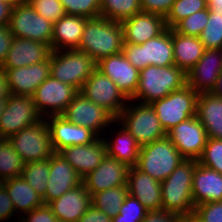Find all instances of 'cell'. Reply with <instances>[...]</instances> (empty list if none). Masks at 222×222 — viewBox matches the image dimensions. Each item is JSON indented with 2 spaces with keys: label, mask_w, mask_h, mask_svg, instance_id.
<instances>
[{
  "label": "cell",
  "mask_w": 222,
  "mask_h": 222,
  "mask_svg": "<svg viewBox=\"0 0 222 222\" xmlns=\"http://www.w3.org/2000/svg\"><path fill=\"white\" fill-rule=\"evenodd\" d=\"M119 129L120 132L119 130L115 131L118 132L115 137L116 140L112 141L110 139L109 141V139L103 138L106 144L107 156L115 158L129 167L136 166L141 146L123 126L120 125Z\"/></svg>",
  "instance_id": "cell-32"
},
{
  "label": "cell",
  "mask_w": 222,
  "mask_h": 222,
  "mask_svg": "<svg viewBox=\"0 0 222 222\" xmlns=\"http://www.w3.org/2000/svg\"><path fill=\"white\" fill-rule=\"evenodd\" d=\"M129 166L115 158L105 156L102 162L82 179L90 195L127 185Z\"/></svg>",
  "instance_id": "cell-16"
},
{
  "label": "cell",
  "mask_w": 222,
  "mask_h": 222,
  "mask_svg": "<svg viewBox=\"0 0 222 222\" xmlns=\"http://www.w3.org/2000/svg\"><path fill=\"white\" fill-rule=\"evenodd\" d=\"M46 122L54 152L67 146L91 144L99 138L91 129L68 122L60 115L49 116Z\"/></svg>",
  "instance_id": "cell-19"
},
{
  "label": "cell",
  "mask_w": 222,
  "mask_h": 222,
  "mask_svg": "<svg viewBox=\"0 0 222 222\" xmlns=\"http://www.w3.org/2000/svg\"><path fill=\"white\" fill-rule=\"evenodd\" d=\"M77 93L74 87L50 75L37 87L32 98L37 111L42 117L47 118L61 115Z\"/></svg>",
  "instance_id": "cell-14"
},
{
  "label": "cell",
  "mask_w": 222,
  "mask_h": 222,
  "mask_svg": "<svg viewBox=\"0 0 222 222\" xmlns=\"http://www.w3.org/2000/svg\"><path fill=\"white\" fill-rule=\"evenodd\" d=\"M210 93L217 97H222V72L218 76L217 82Z\"/></svg>",
  "instance_id": "cell-54"
},
{
  "label": "cell",
  "mask_w": 222,
  "mask_h": 222,
  "mask_svg": "<svg viewBox=\"0 0 222 222\" xmlns=\"http://www.w3.org/2000/svg\"><path fill=\"white\" fill-rule=\"evenodd\" d=\"M96 68L109 77L129 100L134 96L139 83V71L122 52L101 59Z\"/></svg>",
  "instance_id": "cell-18"
},
{
  "label": "cell",
  "mask_w": 222,
  "mask_h": 222,
  "mask_svg": "<svg viewBox=\"0 0 222 222\" xmlns=\"http://www.w3.org/2000/svg\"><path fill=\"white\" fill-rule=\"evenodd\" d=\"M167 137L185 159L198 160L207 142V132L197 116L182 121L167 132Z\"/></svg>",
  "instance_id": "cell-15"
},
{
  "label": "cell",
  "mask_w": 222,
  "mask_h": 222,
  "mask_svg": "<svg viewBox=\"0 0 222 222\" xmlns=\"http://www.w3.org/2000/svg\"><path fill=\"white\" fill-rule=\"evenodd\" d=\"M25 163L13 149L8 139H0V180L5 181L22 175Z\"/></svg>",
  "instance_id": "cell-35"
},
{
  "label": "cell",
  "mask_w": 222,
  "mask_h": 222,
  "mask_svg": "<svg viewBox=\"0 0 222 222\" xmlns=\"http://www.w3.org/2000/svg\"><path fill=\"white\" fill-rule=\"evenodd\" d=\"M45 19L55 23L64 15L65 9L60 0H26Z\"/></svg>",
  "instance_id": "cell-42"
},
{
  "label": "cell",
  "mask_w": 222,
  "mask_h": 222,
  "mask_svg": "<svg viewBox=\"0 0 222 222\" xmlns=\"http://www.w3.org/2000/svg\"><path fill=\"white\" fill-rule=\"evenodd\" d=\"M8 140L25 164L49 159L55 153L45 118L32 126L21 129Z\"/></svg>",
  "instance_id": "cell-9"
},
{
  "label": "cell",
  "mask_w": 222,
  "mask_h": 222,
  "mask_svg": "<svg viewBox=\"0 0 222 222\" xmlns=\"http://www.w3.org/2000/svg\"><path fill=\"white\" fill-rule=\"evenodd\" d=\"M13 34L10 31L9 25L0 26V66L5 60L6 55L10 49L11 43L13 41Z\"/></svg>",
  "instance_id": "cell-49"
},
{
  "label": "cell",
  "mask_w": 222,
  "mask_h": 222,
  "mask_svg": "<svg viewBox=\"0 0 222 222\" xmlns=\"http://www.w3.org/2000/svg\"><path fill=\"white\" fill-rule=\"evenodd\" d=\"M134 104L129 102L126 105L116 118L117 125L121 123L120 125L136 139L141 147L166 137L167 133L161 126L152 106L139 102Z\"/></svg>",
  "instance_id": "cell-5"
},
{
  "label": "cell",
  "mask_w": 222,
  "mask_h": 222,
  "mask_svg": "<svg viewBox=\"0 0 222 222\" xmlns=\"http://www.w3.org/2000/svg\"><path fill=\"white\" fill-rule=\"evenodd\" d=\"M42 119L32 97L11 94L0 117V138L8 139L21 129L32 126Z\"/></svg>",
  "instance_id": "cell-12"
},
{
  "label": "cell",
  "mask_w": 222,
  "mask_h": 222,
  "mask_svg": "<svg viewBox=\"0 0 222 222\" xmlns=\"http://www.w3.org/2000/svg\"><path fill=\"white\" fill-rule=\"evenodd\" d=\"M66 121L87 127L99 137L105 127L116 124V118L105 108L93 103L78 92L60 115ZM102 130V132H101Z\"/></svg>",
  "instance_id": "cell-13"
},
{
  "label": "cell",
  "mask_w": 222,
  "mask_h": 222,
  "mask_svg": "<svg viewBox=\"0 0 222 222\" xmlns=\"http://www.w3.org/2000/svg\"><path fill=\"white\" fill-rule=\"evenodd\" d=\"M123 45L121 22L99 16L86 21L77 50L87 53L97 63L105 57L122 52Z\"/></svg>",
  "instance_id": "cell-1"
},
{
  "label": "cell",
  "mask_w": 222,
  "mask_h": 222,
  "mask_svg": "<svg viewBox=\"0 0 222 222\" xmlns=\"http://www.w3.org/2000/svg\"><path fill=\"white\" fill-rule=\"evenodd\" d=\"M67 15L87 18L100 16L101 0H60Z\"/></svg>",
  "instance_id": "cell-40"
},
{
  "label": "cell",
  "mask_w": 222,
  "mask_h": 222,
  "mask_svg": "<svg viewBox=\"0 0 222 222\" xmlns=\"http://www.w3.org/2000/svg\"><path fill=\"white\" fill-rule=\"evenodd\" d=\"M78 222H112V218L91 205Z\"/></svg>",
  "instance_id": "cell-50"
},
{
  "label": "cell",
  "mask_w": 222,
  "mask_h": 222,
  "mask_svg": "<svg viewBox=\"0 0 222 222\" xmlns=\"http://www.w3.org/2000/svg\"><path fill=\"white\" fill-rule=\"evenodd\" d=\"M11 95L9 83H8V75L5 70L0 68V98L8 99Z\"/></svg>",
  "instance_id": "cell-51"
},
{
  "label": "cell",
  "mask_w": 222,
  "mask_h": 222,
  "mask_svg": "<svg viewBox=\"0 0 222 222\" xmlns=\"http://www.w3.org/2000/svg\"><path fill=\"white\" fill-rule=\"evenodd\" d=\"M24 216L25 217H20L18 222H60L47 204L33 209Z\"/></svg>",
  "instance_id": "cell-45"
},
{
  "label": "cell",
  "mask_w": 222,
  "mask_h": 222,
  "mask_svg": "<svg viewBox=\"0 0 222 222\" xmlns=\"http://www.w3.org/2000/svg\"><path fill=\"white\" fill-rule=\"evenodd\" d=\"M193 214L202 222H222V201L197 205Z\"/></svg>",
  "instance_id": "cell-43"
},
{
  "label": "cell",
  "mask_w": 222,
  "mask_h": 222,
  "mask_svg": "<svg viewBox=\"0 0 222 222\" xmlns=\"http://www.w3.org/2000/svg\"><path fill=\"white\" fill-rule=\"evenodd\" d=\"M149 210L135 197L127 195L120 207L121 218L144 219Z\"/></svg>",
  "instance_id": "cell-44"
},
{
  "label": "cell",
  "mask_w": 222,
  "mask_h": 222,
  "mask_svg": "<svg viewBox=\"0 0 222 222\" xmlns=\"http://www.w3.org/2000/svg\"><path fill=\"white\" fill-rule=\"evenodd\" d=\"M140 0H101L100 16L122 22L141 12Z\"/></svg>",
  "instance_id": "cell-34"
},
{
  "label": "cell",
  "mask_w": 222,
  "mask_h": 222,
  "mask_svg": "<svg viewBox=\"0 0 222 222\" xmlns=\"http://www.w3.org/2000/svg\"><path fill=\"white\" fill-rule=\"evenodd\" d=\"M205 49H222V13H211L206 27L198 36Z\"/></svg>",
  "instance_id": "cell-38"
},
{
  "label": "cell",
  "mask_w": 222,
  "mask_h": 222,
  "mask_svg": "<svg viewBox=\"0 0 222 222\" xmlns=\"http://www.w3.org/2000/svg\"><path fill=\"white\" fill-rule=\"evenodd\" d=\"M9 27L14 37L34 40L51 47L53 23L39 15L26 0L12 7Z\"/></svg>",
  "instance_id": "cell-10"
},
{
  "label": "cell",
  "mask_w": 222,
  "mask_h": 222,
  "mask_svg": "<svg viewBox=\"0 0 222 222\" xmlns=\"http://www.w3.org/2000/svg\"><path fill=\"white\" fill-rule=\"evenodd\" d=\"M91 205V195L83 182L48 204L60 222H78Z\"/></svg>",
  "instance_id": "cell-25"
},
{
  "label": "cell",
  "mask_w": 222,
  "mask_h": 222,
  "mask_svg": "<svg viewBox=\"0 0 222 222\" xmlns=\"http://www.w3.org/2000/svg\"><path fill=\"white\" fill-rule=\"evenodd\" d=\"M222 72V49H205L201 59L186 73L187 85L195 92L210 93Z\"/></svg>",
  "instance_id": "cell-17"
},
{
  "label": "cell",
  "mask_w": 222,
  "mask_h": 222,
  "mask_svg": "<svg viewBox=\"0 0 222 222\" xmlns=\"http://www.w3.org/2000/svg\"><path fill=\"white\" fill-rule=\"evenodd\" d=\"M6 102H7V99H1L0 98V117L4 112Z\"/></svg>",
  "instance_id": "cell-58"
},
{
  "label": "cell",
  "mask_w": 222,
  "mask_h": 222,
  "mask_svg": "<svg viewBox=\"0 0 222 222\" xmlns=\"http://www.w3.org/2000/svg\"><path fill=\"white\" fill-rule=\"evenodd\" d=\"M143 219H129L121 218V215L118 213L113 219L112 222H142Z\"/></svg>",
  "instance_id": "cell-55"
},
{
  "label": "cell",
  "mask_w": 222,
  "mask_h": 222,
  "mask_svg": "<svg viewBox=\"0 0 222 222\" xmlns=\"http://www.w3.org/2000/svg\"><path fill=\"white\" fill-rule=\"evenodd\" d=\"M12 6L0 1V26L9 25Z\"/></svg>",
  "instance_id": "cell-52"
},
{
  "label": "cell",
  "mask_w": 222,
  "mask_h": 222,
  "mask_svg": "<svg viewBox=\"0 0 222 222\" xmlns=\"http://www.w3.org/2000/svg\"><path fill=\"white\" fill-rule=\"evenodd\" d=\"M187 85L186 73L176 65L159 67L150 65L139 71V83L134 96L129 100L151 104L169 93ZM132 100V101H131Z\"/></svg>",
  "instance_id": "cell-2"
},
{
  "label": "cell",
  "mask_w": 222,
  "mask_h": 222,
  "mask_svg": "<svg viewBox=\"0 0 222 222\" xmlns=\"http://www.w3.org/2000/svg\"><path fill=\"white\" fill-rule=\"evenodd\" d=\"M185 158L166 136L140 148L136 167L163 182Z\"/></svg>",
  "instance_id": "cell-4"
},
{
  "label": "cell",
  "mask_w": 222,
  "mask_h": 222,
  "mask_svg": "<svg viewBox=\"0 0 222 222\" xmlns=\"http://www.w3.org/2000/svg\"><path fill=\"white\" fill-rule=\"evenodd\" d=\"M198 160L185 159L161 182L162 210L180 216L193 214L192 181Z\"/></svg>",
  "instance_id": "cell-3"
},
{
  "label": "cell",
  "mask_w": 222,
  "mask_h": 222,
  "mask_svg": "<svg viewBox=\"0 0 222 222\" xmlns=\"http://www.w3.org/2000/svg\"><path fill=\"white\" fill-rule=\"evenodd\" d=\"M207 8V0H175L165 17L167 28L173 29L181 20Z\"/></svg>",
  "instance_id": "cell-37"
},
{
  "label": "cell",
  "mask_w": 222,
  "mask_h": 222,
  "mask_svg": "<svg viewBox=\"0 0 222 222\" xmlns=\"http://www.w3.org/2000/svg\"><path fill=\"white\" fill-rule=\"evenodd\" d=\"M209 19V9H203L181 20L173 29L179 33L198 37Z\"/></svg>",
  "instance_id": "cell-39"
},
{
  "label": "cell",
  "mask_w": 222,
  "mask_h": 222,
  "mask_svg": "<svg viewBox=\"0 0 222 222\" xmlns=\"http://www.w3.org/2000/svg\"><path fill=\"white\" fill-rule=\"evenodd\" d=\"M79 92L93 103L105 108L115 118L129 102L116 84L97 68L85 81Z\"/></svg>",
  "instance_id": "cell-11"
},
{
  "label": "cell",
  "mask_w": 222,
  "mask_h": 222,
  "mask_svg": "<svg viewBox=\"0 0 222 222\" xmlns=\"http://www.w3.org/2000/svg\"><path fill=\"white\" fill-rule=\"evenodd\" d=\"M121 25L124 43L135 45L157 37L167 28L163 16L142 11L122 21Z\"/></svg>",
  "instance_id": "cell-23"
},
{
  "label": "cell",
  "mask_w": 222,
  "mask_h": 222,
  "mask_svg": "<svg viewBox=\"0 0 222 222\" xmlns=\"http://www.w3.org/2000/svg\"><path fill=\"white\" fill-rule=\"evenodd\" d=\"M6 4H10L12 7L18 3H21L23 0H0Z\"/></svg>",
  "instance_id": "cell-57"
},
{
  "label": "cell",
  "mask_w": 222,
  "mask_h": 222,
  "mask_svg": "<svg viewBox=\"0 0 222 222\" xmlns=\"http://www.w3.org/2000/svg\"><path fill=\"white\" fill-rule=\"evenodd\" d=\"M122 53L138 71L150 65L159 67L175 65L172 29L166 28L157 37L140 45L124 43Z\"/></svg>",
  "instance_id": "cell-7"
},
{
  "label": "cell",
  "mask_w": 222,
  "mask_h": 222,
  "mask_svg": "<svg viewBox=\"0 0 222 222\" xmlns=\"http://www.w3.org/2000/svg\"><path fill=\"white\" fill-rule=\"evenodd\" d=\"M15 209L8 192L4 188V181L0 184V221L10 219L14 214Z\"/></svg>",
  "instance_id": "cell-47"
},
{
  "label": "cell",
  "mask_w": 222,
  "mask_h": 222,
  "mask_svg": "<svg viewBox=\"0 0 222 222\" xmlns=\"http://www.w3.org/2000/svg\"><path fill=\"white\" fill-rule=\"evenodd\" d=\"M128 194L137 198L149 211L162 210L161 182L136 166L128 171Z\"/></svg>",
  "instance_id": "cell-26"
},
{
  "label": "cell",
  "mask_w": 222,
  "mask_h": 222,
  "mask_svg": "<svg viewBox=\"0 0 222 222\" xmlns=\"http://www.w3.org/2000/svg\"><path fill=\"white\" fill-rule=\"evenodd\" d=\"M198 93L190 86L169 93L166 97L152 102L161 126L167 133L174 126L196 116Z\"/></svg>",
  "instance_id": "cell-8"
},
{
  "label": "cell",
  "mask_w": 222,
  "mask_h": 222,
  "mask_svg": "<svg viewBox=\"0 0 222 222\" xmlns=\"http://www.w3.org/2000/svg\"><path fill=\"white\" fill-rule=\"evenodd\" d=\"M49 160L50 170L45 193L47 205L82 183V178L76 170L58 152H55Z\"/></svg>",
  "instance_id": "cell-22"
},
{
  "label": "cell",
  "mask_w": 222,
  "mask_h": 222,
  "mask_svg": "<svg viewBox=\"0 0 222 222\" xmlns=\"http://www.w3.org/2000/svg\"><path fill=\"white\" fill-rule=\"evenodd\" d=\"M2 70L8 75L11 94L32 97L37 87L50 76L51 55L37 64Z\"/></svg>",
  "instance_id": "cell-20"
},
{
  "label": "cell",
  "mask_w": 222,
  "mask_h": 222,
  "mask_svg": "<svg viewBox=\"0 0 222 222\" xmlns=\"http://www.w3.org/2000/svg\"><path fill=\"white\" fill-rule=\"evenodd\" d=\"M196 116L208 138L222 140V97L211 93L198 94Z\"/></svg>",
  "instance_id": "cell-29"
},
{
  "label": "cell",
  "mask_w": 222,
  "mask_h": 222,
  "mask_svg": "<svg viewBox=\"0 0 222 222\" xmlns=\"http://www.w3.org/2000/svg\"><path fill=\"white\" fill-rule=\"evenodd\" d=\"M88 19L87 17L66 14L53 23L52 51L78 49Z\"/></svg>",
  "instance_id": "cell-28"
},
{
  "label": "cell",
  "mask_w": 222,
  "mask_h": 222,
  "mask_svg": "<svg viewBox=\"0 0 222 222\" xmlns=\"http://www.w3.org/2000/svg\"><path fill=\"white\" fill-rule=\"evenodd\" d=\"M58 153L82 179L95 170L107 155L106 144L102 137L91 144L67 146L59 150Z\"/></svg>",
  "instance_id": "cell-21"
},
{
  "label": "cell",
  "mask_w": 222,
  "mask_h": 222,
  "mask_svg": "<svg viewBox=\"0 0 222 222\" xmlns=\"http://www.w3.org/2000/svg\"><path fill=\"white\" fill-rule=\"evenodd\" d=\"M174 64L187 73L203 56L205 47L196 36L177 33L172 29Z\"/></svg>",
  "instance_id": "cell-30"
},
{
  "label": "cell",
  "mask_w": 222,
  "mask_h": 222,
  "mask_svg": "<svg viewBox=\"0 0 222 222\" xmlns=\"http://www.w3.org/2000/svg\"><path fill=\"white\" fill-rule=\"evenodd\" d=\"M4 188L12 200L15 212L18 215L20 214L18 217H24L26 213L44 205L43 198L37 194L22 176L5 180Z\"/></svg>",
  "instance_id": "cell-31"
},
{
  "label": "cell",
  "mask_w": 222,
  "mask_h": 222,
  "mask_svg": "<svg viewBox=\"0 0 222 222\" xmlns=\"http://www.w3.org/2000/svg\"><path fill=\"white\" fill-rule=\"evenodd\" d=\"M175 0H140L142 12L154 13L164 18L170 11Z\"/></svg>",
  "instance_id": "cell-46"
},
{
  "label": "cell",
  "mask_w": 222,
  "mask_h": 222,
  "mask_svg": "<svg viewBox=\"0 0 222 222\" xmlns=\"http://www.w3.org/2000/svg\"><path fill=\"white\" fill-rule=\"evenodd\" d=\"M52 49L48 44L14 37L1 69H14L47 60Z\"/></svg>",
  "instance_id": "cell-24"
},
{
  "label": "cell",
  "mask_w": 222,
  "mask_h": 222,
  "mask_svg": "<svg viewBox=\"0 0 222 222\" xmlns=\"http://www.w3.org/2000/svg\"><path fill=\"white\" fill-rule=\"evenodd\" d=\"M207 7L211 13H222V0H207Z\"/></svg>",
  "instance_id": "cell-53"
},
{
  "label": "cell",
  "mask_w": 222,
  "mask_h": 222,
  "mask_svg": "<svg viewBox=\"0 0 222 222\" xmlns=\"http://www.w3.org/2000/svg\"><path fill=\"white\" fill-rule=\"evenodd\" d=\"M96 65L92 57L77 49L52 51L50 75L79 92Z\"/></svg>",
  "instance_id": "cell-6"
},
{
  "label": "cell",
  "mask_w": 222,
  "mask_h": 222,
  "mask_svg": "<svg viewBox=\"0 0 222 222\" xmlns=\"http://www.w3.org/2000/svg\"><path fill=\"white\" fill-rule=\"evenodd\" d=\"M192 197L194 206L222 201V174L197 163L193 174Z\"/></svg>",
  "instance_id": "cell-27"
},
{
  "label": "cell",
  "mask_w": 222,
  "mask_h": 222,
  "mask_svg": "<svg viewBox=\"0 0 222 222\" xmlns=\"http://www.w3.org/2000/svg\"><path fill=\"white\" fill-rule=\"evenodd\" d=\"M198 163L222 174V140L208 138Z\"/></svg>",
  "instance_id": "cell-41"
},
{
  "label": "cell",
  "mask_w": 222,
  "mask_h": 222,
  "mask_svg": "<svg viewBox=\"0 0 222 222\" xmlns=\"http://www.w3.org/2000/svg\"><path fill=\"white\" fill-rule=\"evenodd\" d=\"M50 160L45 159L25 164L22 177L43 198L45 204V193L49 178Z\"/></svg>",
  "instance_id": "cell-36"
},
{
  "label": "cell",
  "mask_w": 222,
  "mask_h": 222,
  "mask_svg": "<svg viewBox=\"0 0 222 222\" xmlns=\"http://www.w3.org/2000/svg\"><path fill=\"white\" fill-rule=\"evenodd\" d=\"M128 195V186H118L91 195L92 206L114 218L120 211L125 197Z\"/></svg>",
  "instance_id": "cell-33"
},
{
  "label": "cell",
  "mask_w": 222,
  "mask_h": 222,
  "mask_svg": "<svg viewBox=\"0 0 222 222\" xmlns=\"http://www.w3.org/2000/svg\"><path fill=\"white\" fill-rule=\"evenodd\" d=\"M182 218L183 216L164 210L149 211L142 222H182Z\"/></svg>",
  "instance_id": "cell-48"
},
{
  "label": "cell",
  "mask_w": 222,
  "mask_h": 222,
  "mask_svg": "<svg viewBox=\"0 0 222 222\" xmlns=\"http://www.w3.org/2000/svg\"><path fill=\"white\" fill-rule=\"evenodd\" d=\"M182 222H202L199 218H197L194 214H189L183 216Z\"/></svg>",
  "instance_id": "cell-56"
}]
</instances>
